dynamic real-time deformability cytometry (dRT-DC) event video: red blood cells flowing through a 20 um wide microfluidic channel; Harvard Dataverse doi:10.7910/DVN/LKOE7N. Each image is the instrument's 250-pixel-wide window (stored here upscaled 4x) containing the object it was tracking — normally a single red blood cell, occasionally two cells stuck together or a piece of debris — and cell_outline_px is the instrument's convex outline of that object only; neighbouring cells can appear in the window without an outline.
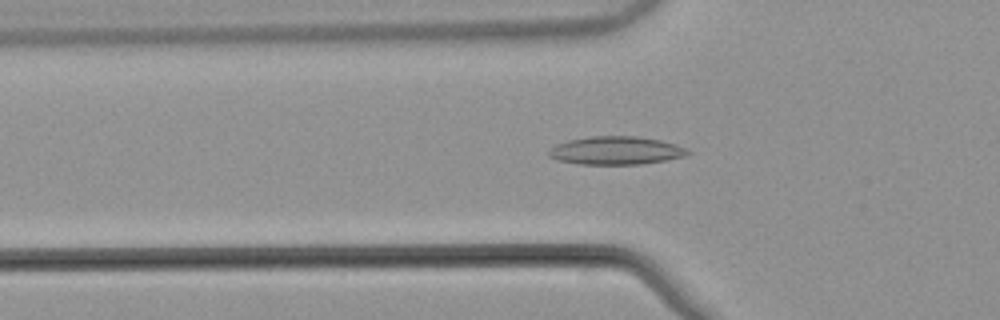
{"species": "common noctule bat (a hibernating species)", "species_latin": "Nyctalus noctula", "temperature_condition": "warm", "stored_images_in_passage": 49, "camera_frame_rate_fps": 3000, "um_per_image_px": 0.085, "animal": {"sex": "male", "body_mass_g": 21.5, "forearm_length_mm": 52.0}, "frame": {"image": 1, "passage_image": 14, "time_ms": 4.333, "image_size_px": [1000, 320], "cell_outline_px": [[692, 152], [684, 156], [668, 160], [644, 164], [580, 164], [556, 160], [548, 156], [548, 148], [556, 144], [568, 140], [592, 136], [636, 136], [660, 140], [676, 144]], "centroid_in_image_um": [52.33, 12.8], "position_along_channel_um": 73.5, "area_um2": 22.95}}
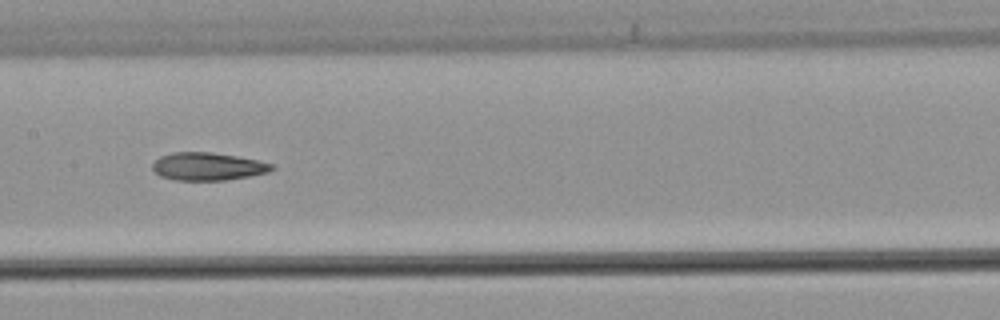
{"frame": {"image": 2, "passage_image": 23, "time_ms": 7.333, "image_size_px": [1000, 320], "cell_outline_px": [[276, 168], [268, 172], [248, 176], [224, 180], [176, 180], [160, 176], [152, 168], [152, 164], [160, 156], [172, 152], [212, 152], [260, 160], [276, 164]], "centroid_in_image_um": [17.7, 14.14], "position_along_channel_um": 189.7, "area_um2": 19.42}}
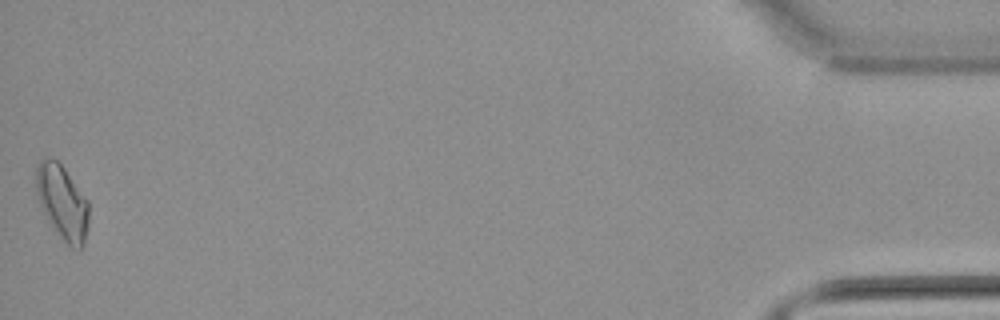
{"frame": {"image": 3, "passage_image": 49, "time_ms": 16.0, "image_size_px": [1000, 320], "cell_outline_px": [[88, 224], [84, 244], [80, 248], [72, 248], [64, 240], [48, 220], [40, 204], [36, 188], [36, 168], [40, 160], [44, 156], [56, 160], [64, 168], [88, 200]], "centroid_in_image_um": [5.3, 17.16], "position_along_channel_um": 429.9, "area_um2": 22.43}, "authors_computed_cell_mechanics": {"area_um2": 19.9988, "velocity_mm_per_s": 3.8629, "shape_relaxation_time_tau1_ms": null, "shape_relaxation_time_tau2_ms": 4.0652, "deformation_change_tau1": null, "deformation_change_tau2": 0.1166}}